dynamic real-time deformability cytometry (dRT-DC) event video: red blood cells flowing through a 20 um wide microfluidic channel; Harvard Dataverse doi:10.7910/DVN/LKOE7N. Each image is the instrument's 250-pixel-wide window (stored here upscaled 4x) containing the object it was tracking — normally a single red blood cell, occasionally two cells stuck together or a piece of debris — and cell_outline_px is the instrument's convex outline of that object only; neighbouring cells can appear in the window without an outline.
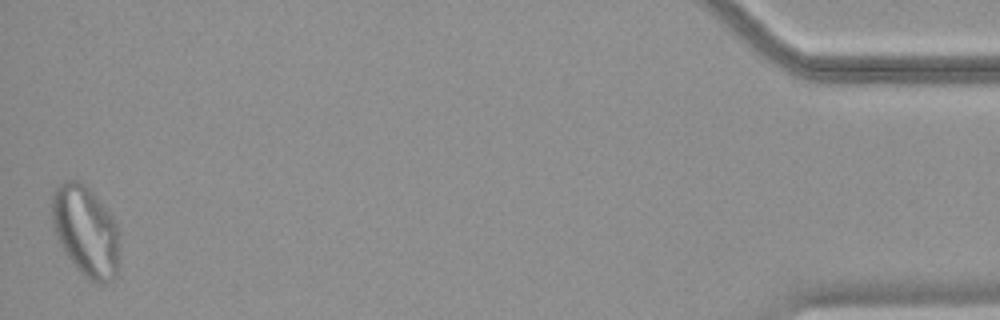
{"species": "common noctule bat (a hibernating species)", "species_latin": "Nyctalus noctula", "temperature_condition": "warm", "stored_images_in_passage": 37, "camera_frame_rate_fps": 3000, "um_per_image_px": 0.085, "animal": {"sex": "female", "body_mass_g": 18.4}, "frame": {"image": 1, "passage_image": 37, "time_ms": 12.0, "image_size_px": [1000, 320], "cell_outline_px": [[120, 272], [112, 280], [104, 284], [100, 284], [88, 280], [76, 268], [64, 252], [56, 236], [52, 220], [52, 192], [64, 180], [76, 180], [84, 184], [92, 192], [112, 216], [116, 224], [120, 240]], "centroid_in_image_um": [7.33, 19.7], "position_along_channel_um": 427.9, "area_um2": 36.24}}